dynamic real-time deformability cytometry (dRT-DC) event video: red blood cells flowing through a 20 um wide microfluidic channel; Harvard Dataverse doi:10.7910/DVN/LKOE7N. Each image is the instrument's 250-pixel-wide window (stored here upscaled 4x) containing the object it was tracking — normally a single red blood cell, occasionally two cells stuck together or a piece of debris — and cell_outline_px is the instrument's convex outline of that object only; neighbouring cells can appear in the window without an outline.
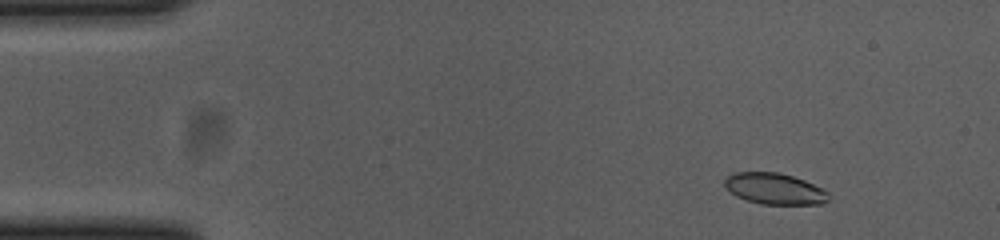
{"species": "common noctule bat (a hibernating species)", "species_latin": "Nyctalus noctula", "temperature_condition": "cold", "stored_images_in_passage": 52, "camera_frame_rate_fps": 3000, "um_per_image_px": 0.085, "animal": {"sex": "female", "body_mass_g": 23.0, "forearm_length_mm": 53.4}, "frame": {"image": 1, "passage_image": 3, "time_ms": 0.667, "image_size_px": [1000, 240], "cell_outline_px": [[828, 200], [824, 204], [760, 204], [736, 196], [724, 184], [724, 180], [732, 172], [776, 172], [792, 176], [804, 180], [824, 188], [828, 192]], "centroid_in_image_um": [65.87, 16.04], "position_along_channel_um": 19.1, "area_um2": 18.84}}
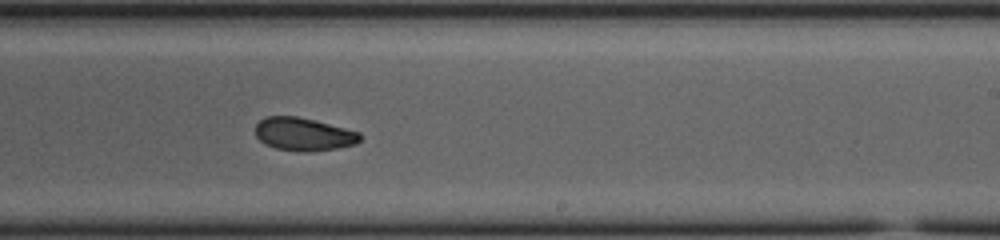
{"frame": {"image": 2, "passage_image": 30, "time_ms": 9.667, "image_size_px": [1000, 240], "cell_outline_px": [[360, 140], [356, 144], [340, 148], [312, 152], [300, 152], [276, 148], [264, 144], [256, 136], [256, 124], [260, 120], [268, 116], [296, 116], [360, 132]], "centroid_in_image_um": [25.8, 11.43], "position_along_channel_um": 263.2, "area_um2": 20.11}}
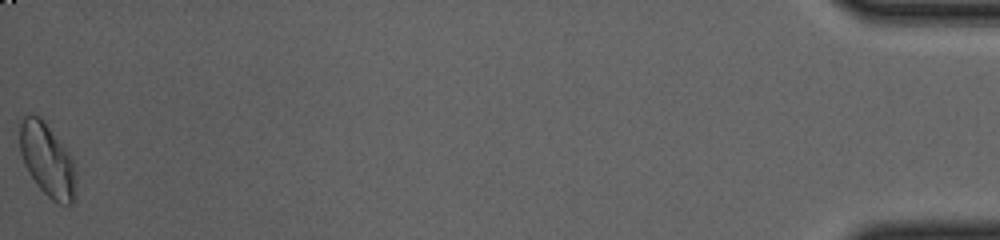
{"frame": {"image": 3, "passage_image": 52, "time_ms": 17.0, "image_size_px": [1000, 240], "cell_outline_px": [[76, 180], [72, 204], [60, 204], [52, 200], [36, 184], [24, 164], [20, 152], [20, 124], [24, 116], [40, 116], [64, 144], [72, 160], [76, 172]], "centroid_in_image_um": [4.03, 13.6], "position_along_channel_um": 431.2, "area_um2": 23.76}, "authors_computed_cell_mechanics": {"area_um2": 20.519, "velocity_mm_per_s": 3.6951, "shape_relaxation_time_tau1_ms": null, "shape_relaxation_time_tau2_ms": 2.5834, "deformation_change_tau1": null, "deformation_change_tau2": 0.0679}}